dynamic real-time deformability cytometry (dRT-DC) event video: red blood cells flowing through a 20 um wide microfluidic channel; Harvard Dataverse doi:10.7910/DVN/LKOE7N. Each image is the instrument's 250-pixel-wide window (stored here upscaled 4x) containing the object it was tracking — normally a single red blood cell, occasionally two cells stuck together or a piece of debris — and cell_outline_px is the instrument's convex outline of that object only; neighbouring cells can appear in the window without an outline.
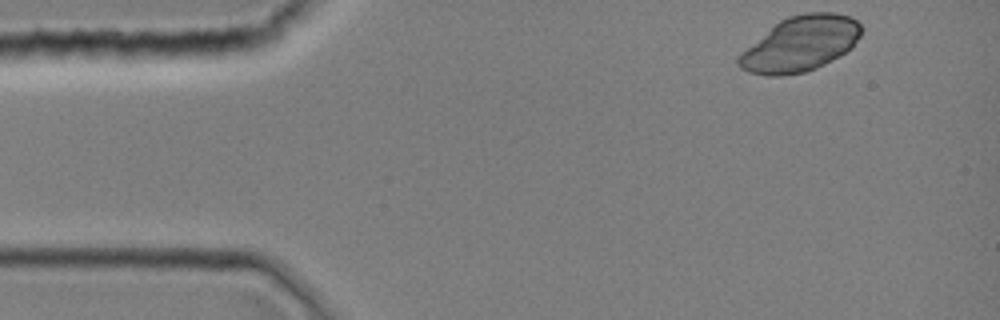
{"species": "common noctule bat (a hibernating species)", "species_latin": "Nyctalus noctula", "temperature_condition": "room temperature", "stored_images_in_passage": 19, "camera_frame_rate_fps": 3000, "um_per_image_px": 0.085, "animal": {"sex": "female", "body_mass_g": 19.0, "forearm_length_mm": 51.5}, "frame": {"image": 1, "passage_image": 1, "time_ms": 0.0, "image_size_px": [1000, 320], "cell_outline_px": [[860, 36], [852, 48], [840, 56], [816, 68], [804, 72], [780, 76], [768, 76], [748, 72], [740, 68], [736, 64], [736, 56], [740, 52], [780, 20], [788, 16], [804, 12], [836, 12], [848, 16], [856, 20], [860, 24]], "centroid_in_image_um": [68.0, 3.73], "position_along_channel_um": 17.0, "area_um2": 39.54}}